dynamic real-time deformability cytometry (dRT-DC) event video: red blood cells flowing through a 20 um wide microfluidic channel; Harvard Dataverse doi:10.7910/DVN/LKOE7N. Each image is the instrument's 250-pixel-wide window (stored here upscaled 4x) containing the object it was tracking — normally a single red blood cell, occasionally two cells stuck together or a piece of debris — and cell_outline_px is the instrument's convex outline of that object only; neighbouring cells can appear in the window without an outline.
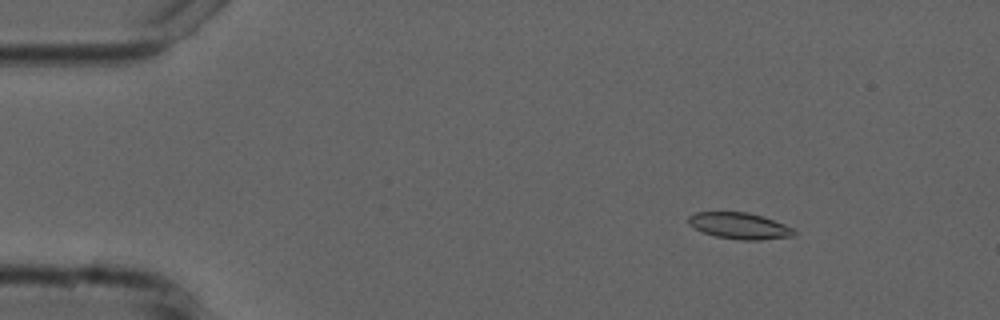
{"species": "common noctule bat (a hibernating species)", "species_latin": "Nyctalus noctula", "temperature_condition": "cold", "stored_images_in_passage": 55, "camera_frame_rate_fps": 3000, "um_per_image_px": 0.085, "animal": {"sex": "male", "forearm_length_mm": 52.5}, "frame": {"image": 1, "passage_image": 8, "time_ms": 2.333, "image_size_px": [1000, 320], "cell_outline_px": [[796, 232], [792, 236], [760, 240], [740, 240], [716, 236], [704, 232], [688, 224], [688, 216], [696, 212], [748, 212], [784, 224], [792, 228]], "centroid_in_image_um": [62.83, 19.19], "position_along_channel_um": 22.2, "area_um2": 15.95}}
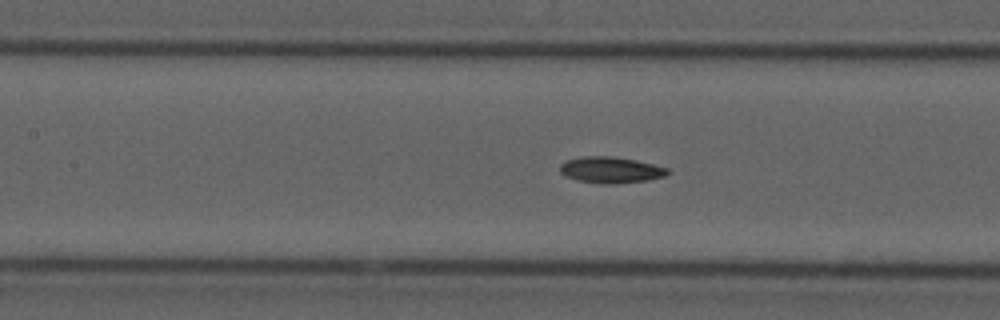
{"frame": {"image": 2, "passage_image": 25, "time_ms": 8.0, "image_size_px": [1000, 320], "cell_outline_px": [[672, 172], [664, 176], [648, 180], [616, 184], [604, 184], [576, 180], [564, 176], [560, 172], [560, 164], [568, 160], [584, 156], [612, 156], [636, 160], [668, 168]], "centroid_in_image_um": [51.92, 14.45], "position_along_channel_um": 155.5, "area_um2": 16.53}}
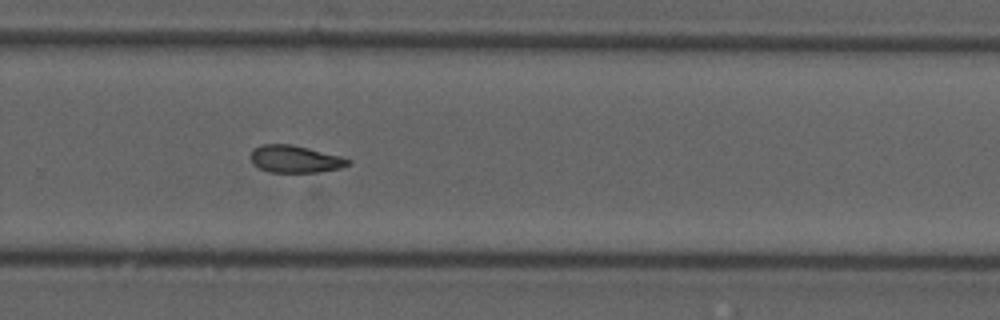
{"frame": {"image": 3, "passage_image": 37, "time_ms": 12.0, "image_size_px": [1000, 320], "cell_outline_px": [[352, 160], [348, 164], [340, 168], [320, 172], [268, 172], [252, 164], [252, 148], [260, 144], [292, 144], [340, 156]], "centroid_in_image_um": [25.06, 13.52], "position_along_channel_um": 304.7, "area_um2": 15.43}, "authors_computed_cell_mechanics": {"area_um2": 16.0684, "velocity_mm_per_s": 3.7482, "shape_relaxation_time_tau1_ms": null, "shape_relaxation_time_tau2_ms": 6.9474, "deformation_change_tau1": null, "deformation_change_tau2": 0.1232}}